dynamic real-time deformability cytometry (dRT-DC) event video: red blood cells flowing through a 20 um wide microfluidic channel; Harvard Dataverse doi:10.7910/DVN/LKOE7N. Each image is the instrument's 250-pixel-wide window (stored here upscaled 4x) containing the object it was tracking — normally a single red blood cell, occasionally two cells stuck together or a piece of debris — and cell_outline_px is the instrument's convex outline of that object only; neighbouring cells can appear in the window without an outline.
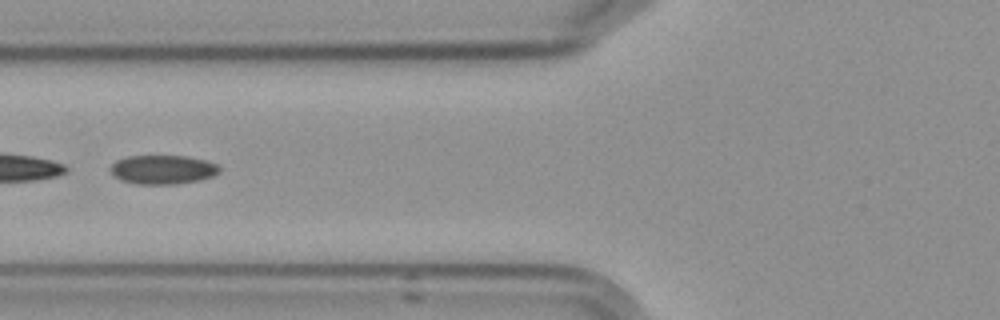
{"species": "Egyptian fruit bat (a non-hibernating species)", "species_latin": "Rousettus aegyptiacus", "temperature_condition": "cold", "stored_images_in_passage": 14, "segment_of_instrument_passage": [2, 2], "camera_frame_rate_fps": 3000, "um_per_image_px": 0.085, "frame": {"image": 1, "passage_image": 6, "time_ms": 6.667, "image_size_px": [1000, 320], "cell_outline_px": [[220, 172], [212, 176], [200, 180], [176, 184], [136, 184], [120, 180], [112, 176], [108, 168], [116, 160], [128, 156], [188, 156], [204, 160], [216, 164], [220, 168]], "centroid_in_image_um": [13.79, 14.42], "position_along_channel_um": 112.0, "area_um2": 18.61}}
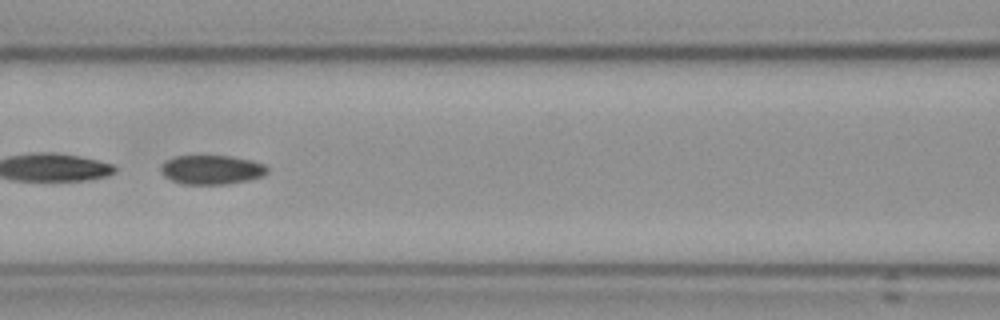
{"frame": {"image": 2, "passage_image": 7, "time_ms": 7.667, "image_size_px": [1000, 320], "cell_outline_px": [[268, 172], [264, 176], [248, 180], [228, 184], [184, 184], [172, 180], [164, 176], [160, 168], [168, 160], [176, 156], [228, 156], [252, 160], [264, 164], [268, 168]], "centroid_in_image_um": [18.04, 14.43], "position_along_channel_um": 148.6, "area_um2": 17.98}}
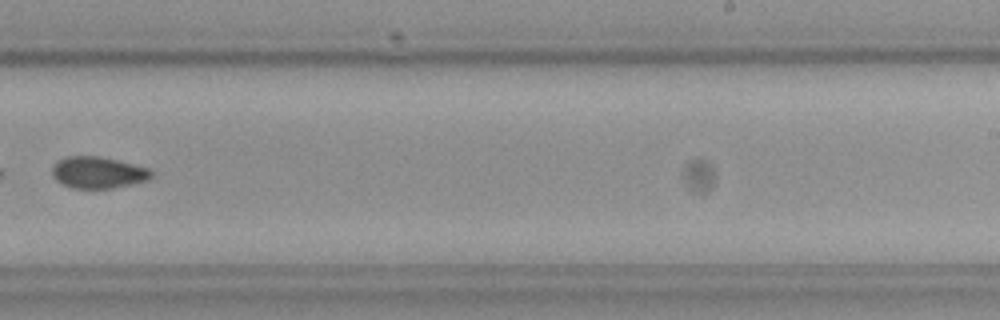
{"frame": {"image": 3, "passage_image": 10, "time_ms": 11.333, "image_size_px": [1000, 320], "cell_outline_px": [[152, 176], [148, 180], [132, 184], [112, 188], [72, 188], [56, 180], [52, 176], [52, 164], [56, 160], [64, 156], [96, 156], [116, 160], [148, 168], [152, 172]], "centroid_in_image_um": [8.28, 14.66], "position_along_channel_um": 280.7, "area_um2": 18.26}}